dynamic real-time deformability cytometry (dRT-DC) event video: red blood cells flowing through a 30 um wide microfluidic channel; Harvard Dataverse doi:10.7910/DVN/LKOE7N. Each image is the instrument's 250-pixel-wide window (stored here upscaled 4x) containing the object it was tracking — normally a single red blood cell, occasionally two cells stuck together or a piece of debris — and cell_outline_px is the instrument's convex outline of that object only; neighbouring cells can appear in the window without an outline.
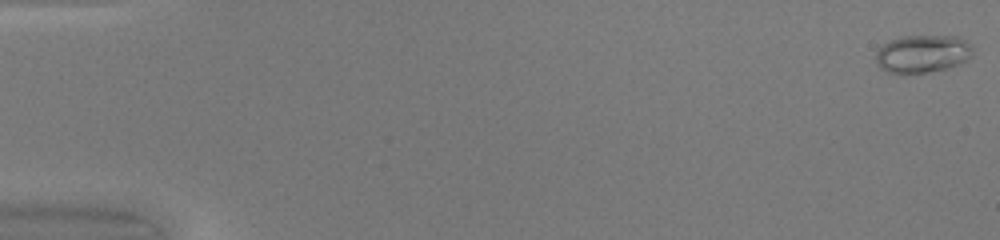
{"species": "common noctule bat (a hibernating species)", "species_latin": "Nyctalus noctula", "temperature_condition": "warm", "stored_images_in_passage": 49, "camera_frame_rate_fps": 3000, "um_per_image_px": 0.085, "animal": {"sex": "female", "body_mass_g": 20.0, "forearm_length_mm": 54.0}, "frame": {"image": 1, "passage_image": 1, "time_ms": 0.0, "image_size_px": [1000, 240], "cell_outline_px": [[972, 56], [968, 60], [960, 64], [944, 68], [924, 72], [888, 72], [880, 68], [876, 60], [876, 52], [884, 44], [892, 40], [904, 36], [960, 36], [972, 48]], "centroid_in_image_um": [78.44, 4.55], "position_along_channel_um": 6.6, "area_um2": 20.92}}
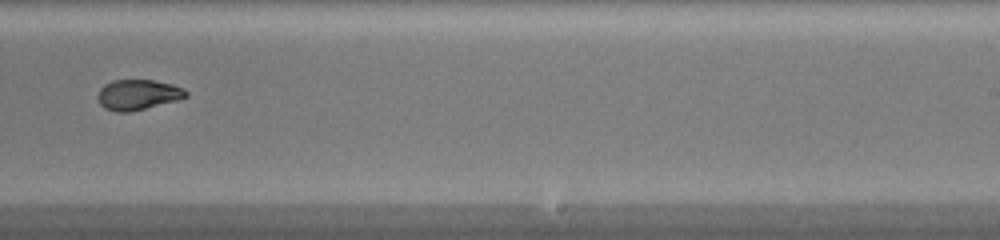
{"frame": {"image": 2, "passage_image": 32, "time_ms": 10.333, "image_size_px": [1000, 240], "cell_outline_px": [[188, 96], [176, 100], [128, 112], [116, 112], [104, 108], [100, 104], [96, 96], [100, 88], [104, 84], [112, 80], [152, 80], [172, 84], [184, 88], [188, 92]], "centroid_in_image_um": [11.69, 8.04], "position_along_channel_um": 277.3, "area_um2": 15.55}}
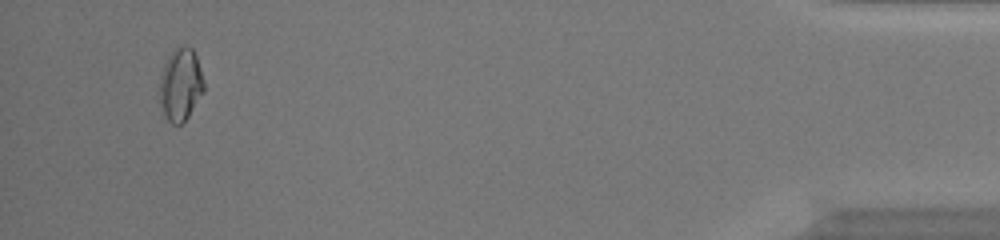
{"frame": {"image": 3, "passage_image": 47, "time_ms": 15.333, "image_size_px": [1000, 240], "cell_outline_px": [[204, 92], [188, 116], [180, 124], [172, 124], [168, 120], [160, 104], [160, 76], [164, 64], [172, 48], [192, 48], [196, 56], [204, 80]], "centroid_in_image_um": [15.35, 7.19], "position_along_channel_um": 419.9, "area_um2": 18.5}, "authors_computed_cell_mechanics": {"area_um2": 16.5886, "velocity_mm_per_s": 4.2826, "shape_relaxation_time_tau1_ms": null, "shape_relaxation_time_tau2_ms": 1.3857, "deformation_change_tau1": null, "deformation_change_tau2": 0.0618}}